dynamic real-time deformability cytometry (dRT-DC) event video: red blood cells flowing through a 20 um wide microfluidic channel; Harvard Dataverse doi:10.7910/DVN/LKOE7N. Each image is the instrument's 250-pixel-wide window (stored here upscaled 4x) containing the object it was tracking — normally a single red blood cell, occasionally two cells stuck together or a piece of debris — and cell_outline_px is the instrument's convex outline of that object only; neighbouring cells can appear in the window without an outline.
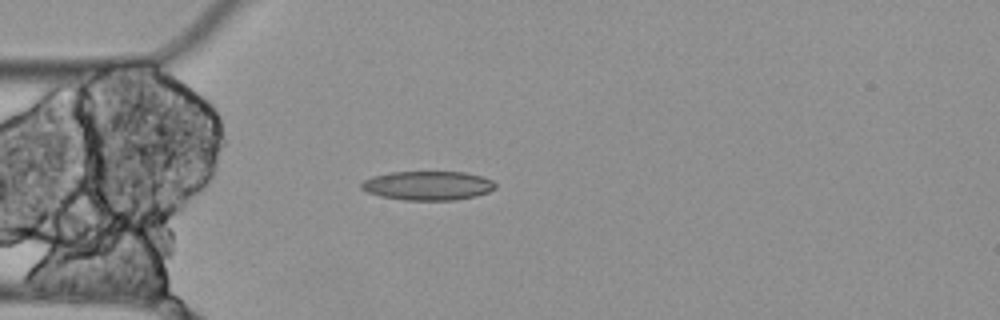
{"species": "Egyptian fruit bat (a non-hibernating species)", "species_latin": "Rousettus aegyptiacus", "temperature_condition": "cold", "stored_images_in_passage": 4, "camera_frame_rate_fps": 3000, "um_per_image_px": 0.085, "animal": {"sex": "female"}, "frame": {"image": 1, "passage_image": 4, "time_ms": 1.0, "image_size_px": [1000, 320], "cell_outline_px": [[496, 188], [488, 192], [476, 196], [456, 200], [404, 200], [380, 196], [368, 192], [360, 188], [360, 184], [364, 180], [372, 176], [388, 172], [464, 172], [480, 176], [492, 180], [496, 184]], "centroid_in_image_um": [36.35, 15.78], "position_along_channel_um": 48.6, "area_um2": 22.77}}